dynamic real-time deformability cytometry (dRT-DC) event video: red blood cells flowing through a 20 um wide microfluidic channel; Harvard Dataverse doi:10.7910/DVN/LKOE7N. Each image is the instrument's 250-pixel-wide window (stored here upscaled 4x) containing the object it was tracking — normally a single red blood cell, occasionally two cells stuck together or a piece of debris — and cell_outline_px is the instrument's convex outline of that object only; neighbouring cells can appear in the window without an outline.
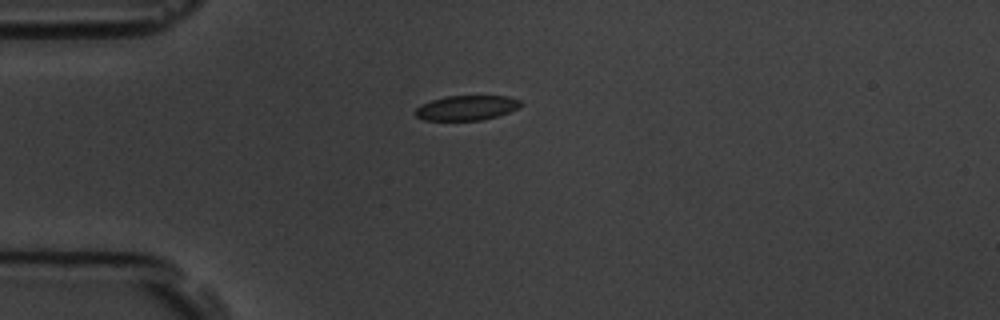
{"species": "common noctule bat (a hibernating species)", "species_latin": "Nyctalus noctula", "temperature_condition": "room temperature", "stored_images_in_passage": 3, "camera_frame_rate_fps": 3000, "um_per_image_px": 0.085, "animal": {"sex": "male", "body_mass_g": 19.5, "forearm_length_mm": 54.6}, "frame": {"image": 1, "passage_image": 1, "time_ms": 0.0, "image_size_px": [1000, 320], "cell_outline_px": [[524, 104], [508, 112], [496, 116], [480, 120], [424, 120], [416, 116], [412, 112], [420, 104], [444, 96], [508, 96], [520, 100]], "centroid_in_image_um": [39.62, 9.16], "position_along_channel_um": 45.4, "area_um2": 15.26}}
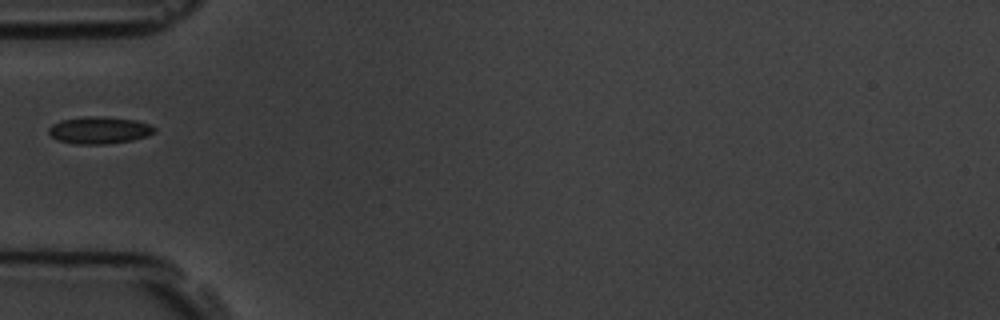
{"frame": {"image": 2, "passage_image": 2, "time_ms": 1.333, "image_size_px": [1000, 320], "cell_outline_px": [[156, 132], [148, 136], [132, 140], [104, 144], [76, 144], [56, 140], [48, 132], [48, 128], [52, 124], [60, 120], [84, 116], [104, 116], [136, 120], [148, 124], [156, 128]], "centroid_in_image_um": [8.43, 11.06], "position_along_channel_um": 76.6, "area_um2": 16.88}}
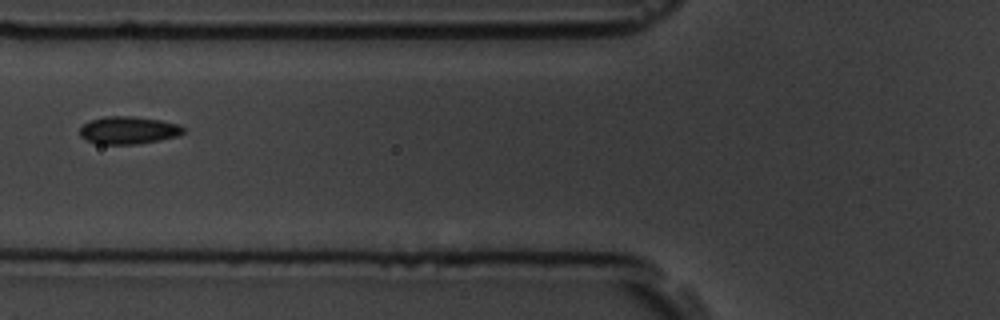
{"frame": {"image": 3, "passage_image": 3, "time_ms": 2.333, "image_size_px": [1000, 320], "cell_outline_px": [[184, 132], [176, 136], [160, 140], [136, 144], [100, 144], [84, 140], [80, 136], [80, 128], [88, 120], [104, 116], [132, 116], [160, 120], [180, 124], [184, 128]], "centroid_in_image_um": [10.88, 11.06], "position_along_channel_um": 114.9, "area_um2": 16.76}}